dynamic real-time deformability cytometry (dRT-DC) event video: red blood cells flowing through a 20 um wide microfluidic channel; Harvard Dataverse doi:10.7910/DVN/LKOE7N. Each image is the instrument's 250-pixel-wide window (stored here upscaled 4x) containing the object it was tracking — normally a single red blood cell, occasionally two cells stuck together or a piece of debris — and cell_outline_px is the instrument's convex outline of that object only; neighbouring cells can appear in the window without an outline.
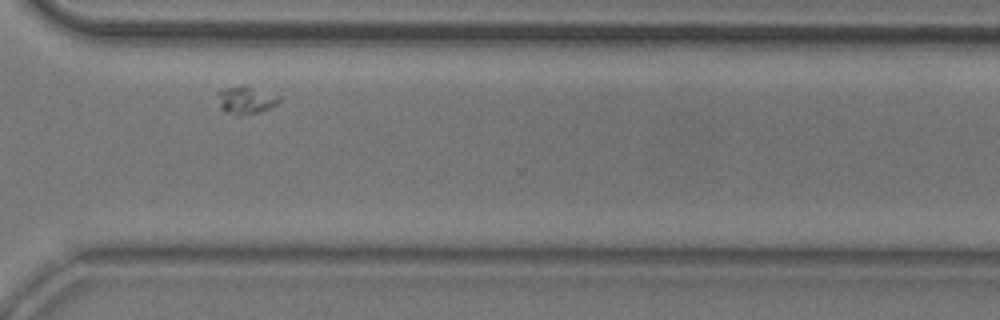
{"species": "common noctule bat (a hibernating species)", "species_latin": "Nyctalus noctula", "temperature_condition": "room temperature", "stored_images_in_passage": 31, "camera_frame_rate_fps": 3000, "um_per_image_px": 0.085, "animal": {"sex": "male", "body_mass_g": 20.5, "forearm_length_mm": 52.5}, "frame": {"image": 1, "passage_image": 27, "time_ms": 8.667, "image_size_px": [1000, 320], "cell_outline_px": [[280, 100], [276, 104], [260, 112], [236, 116], [224, 112], [220, 108], [216, 92], [224, 88], [244, 84], [280, 96]], "centroid_in_image_um": [20.85, 8.5], "position_along_channel_um": 349.8, "area_um2": 10.12}}